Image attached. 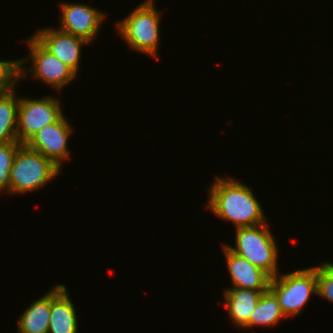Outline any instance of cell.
<instances>
[{
	"label": "cell",
	"mask_w": 333,
	"mask_h": 333,
	"mask_svg": "<svg viewBox=\"0 0 333 333\" xmlns=\"http://www.w3.org/2000/svg\"><path fill=\"white\" fill-rule=\"evenodd\" d=\"M51 311V290L34 301L18 318L19 333H48Z\"/></svg>",
	"instance_id": "14"
},
{
	"label": "cell",
	"mask_w": 333,
	"mask_h": 333,
	"mask_svg": "<svg viewBox=\"0 0 333 333\" xmlns=\"http://www.w3.org/2000/svg\"><path fill=\"white\" fill-rule=\"evenodd\" d=\"M223 245L227 269L231 276L232 288H247L254 290H268L271 277L251 264L247 259L240 257Z\"/></svg>",
	"instance_id": "11"
},
{
	"label": "cell",
	"mask_w": 333,
	"mask_h": 333,
	"mask_svg": "<svg viewBox=\"0 0 333 333\" xmlns=\"http://www.w3.org/2000/svg\"><path fill=\"white\" fill-rule=\"evenodd\" d=\"M62 16L59 30L85 39L90 43L96 39L100 25L105 18L96 7L82 3H62Z\"/></svg>",
	"instance_id": "9"
},
{
	"label": "cell",
	"mask_w": 333,
	"mask_h": 333,
	"mask_svg": "<svg viewBox=\"0 0 333 333\" xmlns=\"http://www.w3.org/2000/svg\"><path fill=\"white\" fill-rule=\"evenodd\" d=\"M76 309L63 284L51 289V311L48 333H77Z\"/></svg>",
	"instance_id": "12"
},
{
	"label": "cell",
	"mask_w": 333,
	"mask_h": 333,
	"mask_svg": "<svg viewBox=\"0 0 333 333\" xmlns=\"http://www.w3.org/2000/svg\"><path fill=\"white\" fill-rule=\"evenodd\" d=\"M71 126L63 115L57 122L36 132L25 145L41 153L61 169L63 160L65 162L70 158L67 145L73 130Z\"/></svg>",
	"instance_id": "8"
},
{
	"label": "cell",
	"mask_w": 333,
	"mask_h": 333,
	"mask_svg": "<svg viewBox=\"0 0 333 333\" xmlns=\"http://www.w3.org/2000/svg\"><path fill=\"white\" fill-rule=\"evenodd\" d=\"M20 60H0V95L14 91V85L21 80ZM20 79V80H19Z\"/></svg>",
	"instance_id": "18"
},
{
	"label": "cell",
	"mask_w": 333,
	"mask_h": 333,
	"mask_svg": "<svg viewBox=\"0 0 333 333\" xmlns=\"http://www.w3.org/2000/svg\"><path fill=\"white\" fill-rule=\"evenodd\" d=\"M26 42L29 44L30 55L29 58H22L20 60V78L32 73L31 75L36 79H41L51 87L62 90L65 85L75 79L77 74L50 53L34 36H30ZM32 60V67H25L24 63ZM25 68V69H23Z\"/></svg>",
	"instance_id": "6"
},
{
	"label": "cell",
	"mask_w": 333,
	"mask_h": 333,
	"mask_svg": "<svg viewBox=\"0 0 333 333\" xmlns=\"http://www.w3.org/2000/svg\"><path fill=\"white\" fill-rule=\"evenodd\" d=\"M267 290L228 288L224 293L225 307L231 322L242 329H249V316L255 309L261 294Z\"/></svg>",
	"instance_id": "13"
},
{
	"label": "cell",
	"mask_w": 333,
	"mask_h": 333,
	"mask_svg": "<svg viewBox=\"0 0 333 333\" xmlns=\"http://www.w3.org/2000/svg\"><path fill=\"white\" fill-rule=\"evenodd\" d=\"M63 115L59 99L55 97L19 98L17 141L26 144L36 132L57 122Z\"/></svg>",
	"instance_id": "7"
},
{
	"label": "cell",
	"mask_w": 333,
	"mask_h": 333,
	"mask_svg": "<svg viewBox=\"0 0 333 333\" xmlns=\"http://www.w3.org/2000/svg\"><path fill=\"white\" fill-rule=\"evenodd\" d=\"M268 224L236 228L235 247H226L266 272L271 278L278 272V246Z\"/></svg>",
	"instance_id": "2"
},
{
	"label": "cell",
	"mask_w": 333,
	"mask_h": 333,
	"mask_svg": "<svg viewBox=\"0 0 333 333\" xmlns=\"http://www.w3.org/2000/svg\"><path fill=\"white\" fill-rule=\"evenodd\" d=\"M286 316L283 314L278 298L268 289L261 294V297L249 316V327L260 326H276L279 324L280 319Z\"/></svg>",
	"instance_id": "15"
},
{
	"label": "cell",
	"mask_w": 333,
	"mask_h": 333,
	"mask_svg": "<svg viewBox=\"0 0 333 333\" xmlns=\"http://www.w3.org/2000/svg\"><path fill=\"white\" fill-rule=\"evenodd\" d=\"M317 295L333 302V263L324 262L316 266Z\"/></svg>",
	"instance_id": "19"
},
{
	"label": "cell",
	"mask_w": 333,
	"mask_h": 333,
	"mask_svg": "<svg viewBox=\"0 0 333 333\" xmlns=\"http://www.w3.org/2000/svg\"><path fill=\"white\" fill-rule=\"evenodd\" d=\"M153 0H146L137 6L120 22L117 31L133 50L150 56H157L160 39V17Z\"/></svg>",
	"instance_id": "3"
},
{
	"label": "cell",
	"mask_w": 333,
	"mask_h": 333,
	"mask_svg": "<svg viewBox=\"0 0 333 333\" xmlns=\"http://www.w3.org/2000/svg\"><path fill=\"white\" fill-rule=\"evenodd\" d=\"M60 171L50 159L22 144L13 160L8 193L36 191L56 178Z\"/></svg>",
	"instance_id": "4"
},
{
	"label": "cell",
	"mask_w": 333,
	"mask_h": 333,
	"mask_svg": "<svg viewBox=\"0 0 333 333\" xmlns=\"http://www.w3.org/2000/svg\"><path fill=\"white\" fill-rule=\"evenodd\" d=\"M33 36L50 53L78 74L82 46L89 44L85 39L49 27L36 31Z\"/></svg>",
	"instance_id": "10"
},
{
	"label": "cell",
	"mask_w": 333,
	"mask_h": 333,
	"mask_svg": "<svg viewBox=\"0 0 333 333\" xmlns=\"http://www.w3.org/2000/svg\"><path fill=\"white\" fill-rule=\"evenodd\" d=\"M209 187L206 208L222 220L231 221L235 228L266 223L264 210L253 191L233 178L214 179Z\"/></svg>",
	"instance_id": "1"
},
{
	"label": "cell",
	"mask_w": 333,
	"mask_h": 333,
	"mask_svg": "<svg viewBox=\"0 0 333 333\" xmlns=\"http://www.w3.org/2000/svg\"><path fill=\"white\" fill-rule=\"evenodd\" d=\"M18 107L15 91L0 95V143L17 141Z\"/></svg>",
	"instance_id": "16"
},
{
	"label": "cell",
	"mask_w": 333,
	"mask_h": 333,
	"mask_svg": "<svg viewBox=\"0 0 333 333\" xmlns=\"http://www.w3.org/2000/svg\"><path fill=\"white\" fill-rule=\"evenodd\" d=\"M18 141L0 143V192L8 193V185L11 168L18 148L21 146Z\"/></svg>",
	"instance_id": "17"
},
{
	"label": "cell",
	"mask_w": 333,
	"mask_h": 333,
	"mask_svg": "<svg viewBox=\"0 0 333 333\" xmlns=\"http://www.w3.org/2000/svg\"><path fill=\"white\" fill-rule=\"evenodd\" d=\"M269 289L278 298L283 314L294 317L305 307L310 295H317L316 267L278 274L271 278Z\"/></svg>",
	"instance_id": "5"
}]
</instances>
